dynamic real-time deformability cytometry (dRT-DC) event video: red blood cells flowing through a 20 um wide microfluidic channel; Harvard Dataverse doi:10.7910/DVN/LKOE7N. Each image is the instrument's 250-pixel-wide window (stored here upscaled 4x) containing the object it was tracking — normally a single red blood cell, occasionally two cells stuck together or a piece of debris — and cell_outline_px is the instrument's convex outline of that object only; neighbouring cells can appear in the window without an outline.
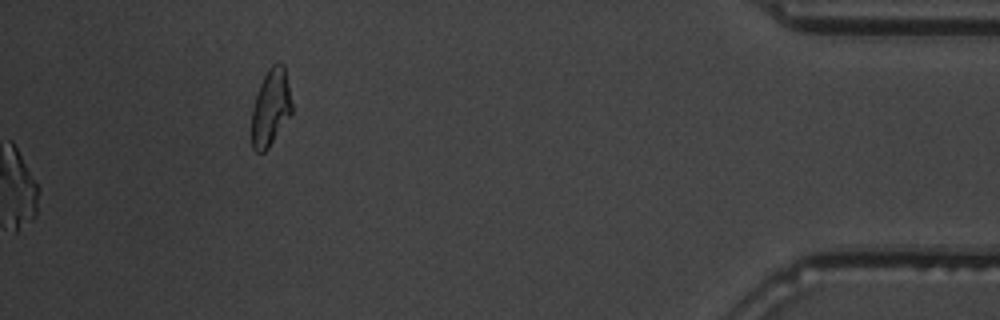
{"species": "common noctule bat (a hibernating species)", "species_latin": "Nyctalus noctula", "temperature_condition": "warm", "stored_images_in_passage": 53, "camera_frame_rate_fps": 3000, "um_per_image_px": 0.085, "animal": {"sex": "male", "body_mass_g": 19.5, "forearm_length_mm": 54.6}, "frame": {"image": 1, "passage_image": 53, "time_ms": 17.333, "image_size_px": [1000, 320], "cell_outline_px": [[292, 112], [268, 148], [264, 152], [256, 152], [252, 148], [252, 108], [260, 84], [268, 68], [272, 64], [284, 64], [292, 104]], "centroid_in_image_um": [23.0, 9.14], "position_along_channel_um": 412.2, "area_um2": 17.74}}